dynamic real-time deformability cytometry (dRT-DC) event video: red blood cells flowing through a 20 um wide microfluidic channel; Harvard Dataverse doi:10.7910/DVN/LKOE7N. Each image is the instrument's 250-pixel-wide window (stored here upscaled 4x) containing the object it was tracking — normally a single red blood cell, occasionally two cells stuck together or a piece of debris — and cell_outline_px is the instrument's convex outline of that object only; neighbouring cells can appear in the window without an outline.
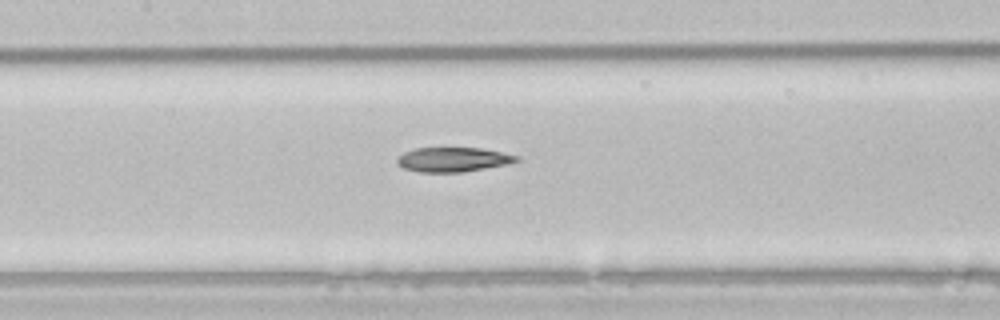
{"species": "common noctule bat (a hibernating species)", "species_latin": "Nyctalus noctula", "temperature_condition": "room temperature", "stored_images_in_passage": 5, "camera_frame_rate_fps": 3000, "um_per_image_px": 0.085, "animal": {"sex": "male", "body_mass_g": 21.5, "forearm_length_mm": 52.0}, "frame": {"image": 1, "passage_image": 5, "time_ms": 6.0, "image_size_px": [1000, 320], "cell_outline_px": [[520, 160], [508, 164], [460, 172], [420, 172], [404, 168], [396, 164], [396, 160], [404, 152], [416, 148], [480, 148], [520, 156]], "centroid_in_image_um": [38.5, 13.56], "position_along_channel_um": 168.9, "area_um2": 16.88}}